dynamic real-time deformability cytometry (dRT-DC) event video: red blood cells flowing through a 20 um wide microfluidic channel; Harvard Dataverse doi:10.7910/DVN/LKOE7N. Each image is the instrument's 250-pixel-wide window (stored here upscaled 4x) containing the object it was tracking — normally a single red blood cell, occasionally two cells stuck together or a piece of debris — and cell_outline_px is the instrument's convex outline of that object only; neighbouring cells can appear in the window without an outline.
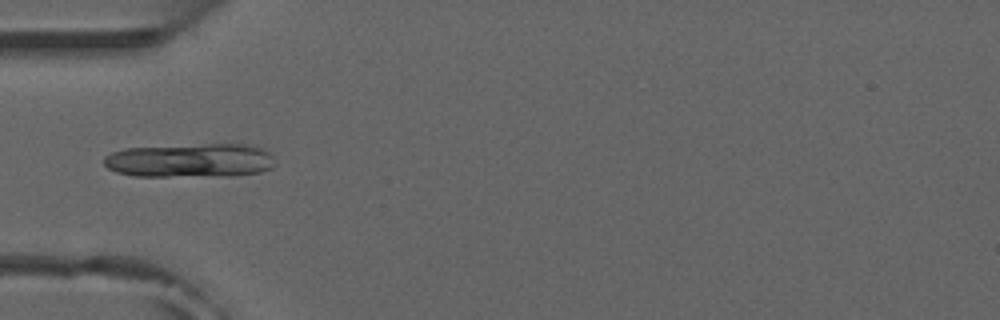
{"species": "common noctule bat (a hibernating species)", "species_latin": "Nyctalus noctula", "temperature_condition": "room temperature", "stored_images_in_passage": 15, "camera_frame_rate_fps": 3000, "um_per_image_px": 0.085, "animal": {"sex": "male", "forearm_length_mm": 52.5}, "frame": {"image": 1, "passage_image": 3, "time_ms": 0.667, "image_size_px": [1000, 320], "cell_outline_px": [[276, 164], [272, 168], [260, 172], [232, 176], [136, 176], [116, 172], [108, 168], [104, 164], [104, 156], [112, 152], [124, 148], [204, 144], [252, 144], [264, 148], [272, 156]], "centroid_in_image_um": [16.21, 13.63], "position_along_channel_um": 68.8, "area_um2": 34.28}}
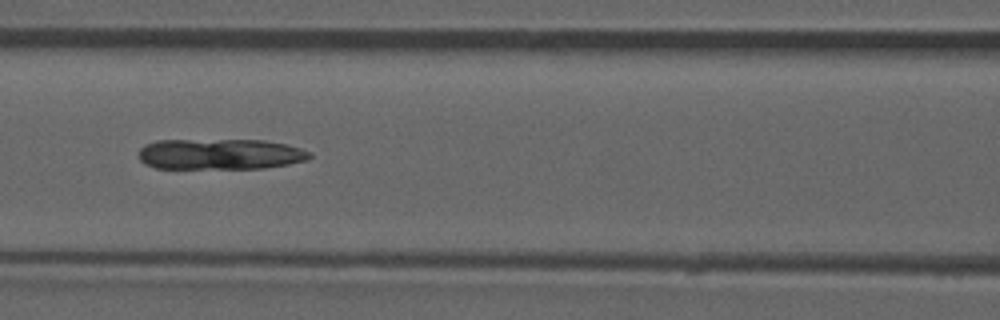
{"frame": {"image": 2, "passage_image": 9, "time_ms": 2.667, "image_size_px": [1000, 320], "cell_outline_px": [[312, 156], [308, 160], [288, 164], [264, 168], [156, 168], [144, 164], [140, 160], [140, 148], [144, 144], [156, 140], [264, 140], [288, 144], [312, 152]], "centroid_in_image_um": [18.73, 13.09], "position_along_channel_um": 147.9, "area_um2": 30.87}}